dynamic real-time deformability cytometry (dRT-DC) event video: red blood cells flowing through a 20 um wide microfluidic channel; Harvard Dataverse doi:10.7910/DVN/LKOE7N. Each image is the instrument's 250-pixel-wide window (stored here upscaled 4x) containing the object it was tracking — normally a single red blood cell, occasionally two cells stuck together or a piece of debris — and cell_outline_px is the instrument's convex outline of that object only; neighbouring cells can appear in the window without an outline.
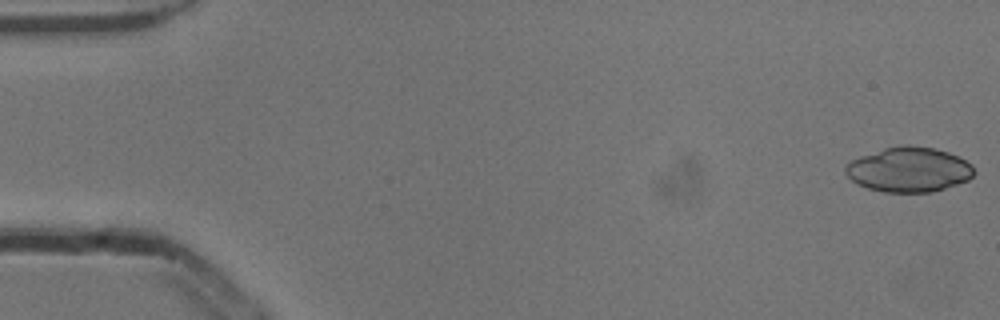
{"species": "common noctule bat (a hibernating species)", "species_latin": "Nyctalus noctula", "temperature_condition": "cold", "stored_images_in_passage": 26, "camera_frame_rate_fps": 3000, "um_per_image_px": 0.085, "animal": {"sex": "male", "body_mass_g": 13.3}, "frame": {"image": 1, "passage_image": 1, "time_ms": 0.0, "image_size_px": [1000, 320], "cell_outline_px": [[976, 172], [968, 180], [944, 188], [928, 192], [884, 192], [868, 188], [852, 180], [844, 172], [844, 168], [852, 160], [860, 156], [884, 148], [900, 144], [908, 144], [932, 148], [948, 152], [972, 164]], "centroid_in_image_um": [77.25, 14.4], "position_along_channel_um": 7.7, "area_um2": 33.41}}